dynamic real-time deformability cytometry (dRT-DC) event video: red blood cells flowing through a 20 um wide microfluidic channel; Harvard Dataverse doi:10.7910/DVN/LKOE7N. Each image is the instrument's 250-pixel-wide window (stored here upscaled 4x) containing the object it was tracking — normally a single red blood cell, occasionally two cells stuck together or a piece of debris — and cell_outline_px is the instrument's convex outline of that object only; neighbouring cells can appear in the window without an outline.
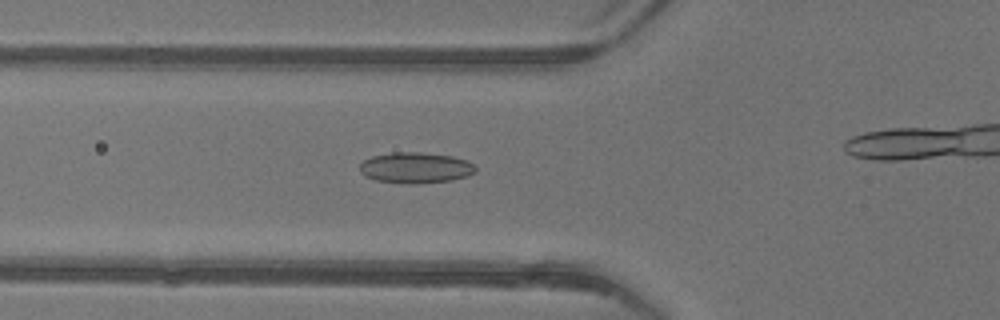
{"species": "common noctule bat (a hibernating species)", "species_latin": "Nyctalus noctula", "temperature_condition": "warm", "stored_images_in_passage": 42, "camera_frame_rate_fps": 3000, "um_per_image_px": 0.085, "animal": {"sex": "female"}, "frame": {"image": 1, "passage_image": 20, "time_ms": 6.333, "image_size_px": [1000, 320], "cell_outline_px": [[476, 172], [452, 180], [376, 180], [364, 176], [360, 172], [360, 164], [364, 160], [372, 156], [392, 152], [420, 152], [452, 156], [468, 160], [476, 168]], "centroid_in_image_um": [35.32, 14.18], "position_along_channel_um": 90.5, "area_um2": 19.65}}
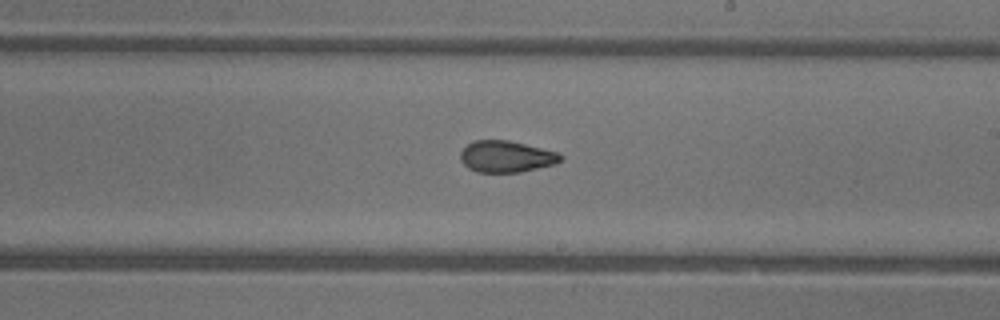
{"frame": {"image": 2, "passage_image": 31, "time_ms": 10.0, "image_size_px": [1000, 320], "cell_outline_px": [[564, 156], [556, 164], [520, 172], [476, 172], [468, 168], [460, 160], [460, 152], [468, 144], [476, 140], [508, 140], [556, 152]], "centroid_in_image_um": [43.01, 13.31], "position_along_channel_um": 246.0, "area_um2": 18.26}}
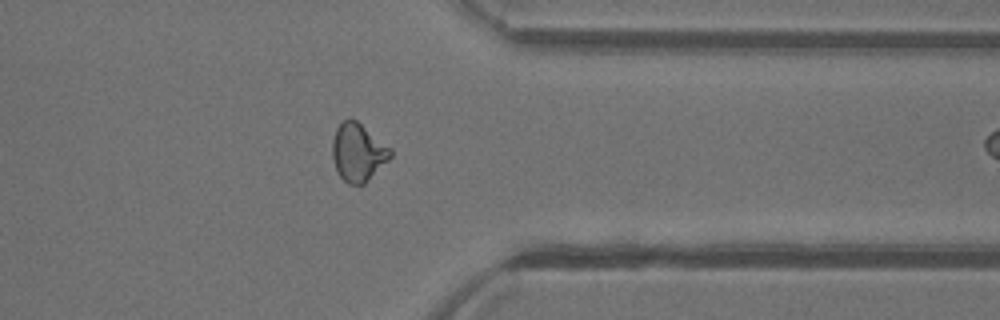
{"frame": {"image": 3, "passage_image": 41, "time_ms": 13.333, "image_size_px": [1000, 320], "cell_outline_px": [[392, 156], [364, 184], [348, 184], [340, 176], [336, 168], [332, 156], [332, 140], [336, 128], [344, 120], [356, 120], [392, 148]], "centroid_in_image_um": [30.44, 12.95], "position_along_channel_um": 381.0, "area_um2": 19.42}}